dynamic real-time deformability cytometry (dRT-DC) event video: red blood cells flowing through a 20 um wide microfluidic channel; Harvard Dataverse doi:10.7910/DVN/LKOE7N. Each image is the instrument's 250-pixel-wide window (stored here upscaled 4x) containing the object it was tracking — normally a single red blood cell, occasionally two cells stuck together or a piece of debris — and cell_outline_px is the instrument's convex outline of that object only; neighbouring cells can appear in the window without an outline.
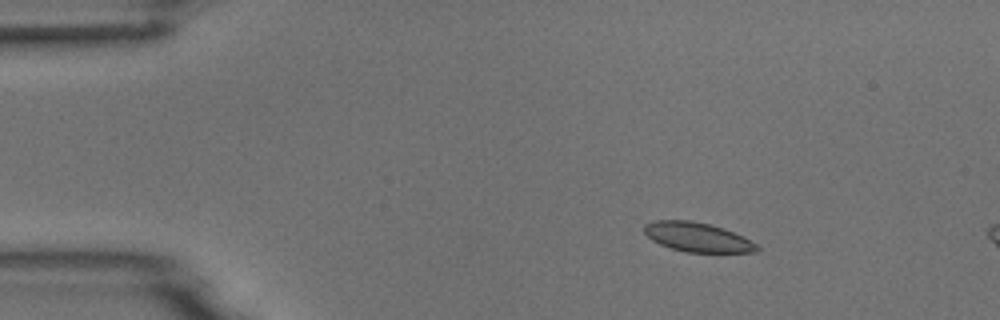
{"species": "common noctule bat (a hibernating species)", "species_latin": "Nyctalus noctula", "temperature_condition": "room temperature", "stored_images_in_passage": 4, "camera_frame_rate_fps": 3000, "um_per_image_px": 0.085, "animal": {"sex": "male", "body_mass_g": 18.8}, "frame": {"image": 1, "passage_image": 2, "time_ms": 0.333, "image_size_px": [1000, 320], "cell_outline_px": [[760, 248], [756, 252], [684, 252], [660, 244], [652, 240], [644, 232], [644, 224], [656, 220], [692, 220], [724, 228], [756, 244]], "centroid_in_image_um": [59.24, 20.15], "position_along_channel_um": 25.8, "area_um2": 19.02}}